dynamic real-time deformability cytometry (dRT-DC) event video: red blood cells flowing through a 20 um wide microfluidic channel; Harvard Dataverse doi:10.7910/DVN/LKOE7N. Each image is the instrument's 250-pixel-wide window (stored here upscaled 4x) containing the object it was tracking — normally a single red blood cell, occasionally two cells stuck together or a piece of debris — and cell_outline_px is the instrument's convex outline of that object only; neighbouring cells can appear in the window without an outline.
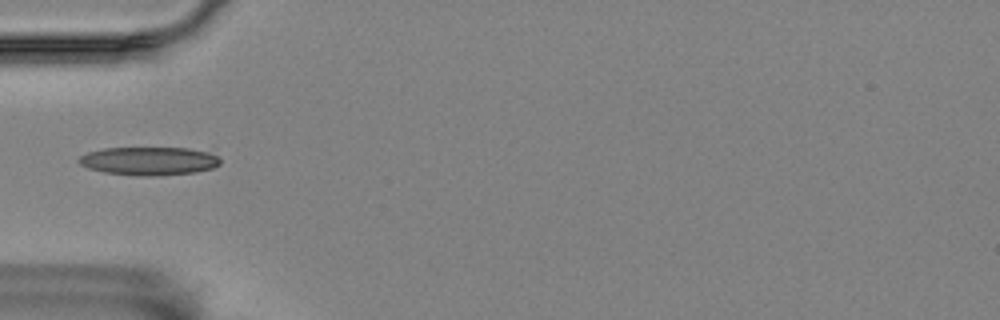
{"species": "Egyptian fruit bat (a non-hibernating species)", "species_latin": "Rousettus aegyptiacus", "temperature_condition": "room temperature", "stored_images_in_passage": 6, "camera_frame_rate_fps": 3000, "um_per_image_px": 0.085, "animal": {"sex": "female"}, "frame": {"image": 1, "passage_image": 6, "time_ms": 1.667, "image_size_px": [1000, 320], "cell_outline_px": [[220, 164], [212, 168], [196, 172], [160, 176], [136, 176], [104, 172], [88, 168], [80, 164], [76, 160], [80, 156], [88, 152], [104, 148], [188, 148], [208, 152], [216, 156], [220, 160]], "centroid_in_image_um": [12.64, 13.69], "position_along_channel_um": 72.4, "area_um2": 23.41}}